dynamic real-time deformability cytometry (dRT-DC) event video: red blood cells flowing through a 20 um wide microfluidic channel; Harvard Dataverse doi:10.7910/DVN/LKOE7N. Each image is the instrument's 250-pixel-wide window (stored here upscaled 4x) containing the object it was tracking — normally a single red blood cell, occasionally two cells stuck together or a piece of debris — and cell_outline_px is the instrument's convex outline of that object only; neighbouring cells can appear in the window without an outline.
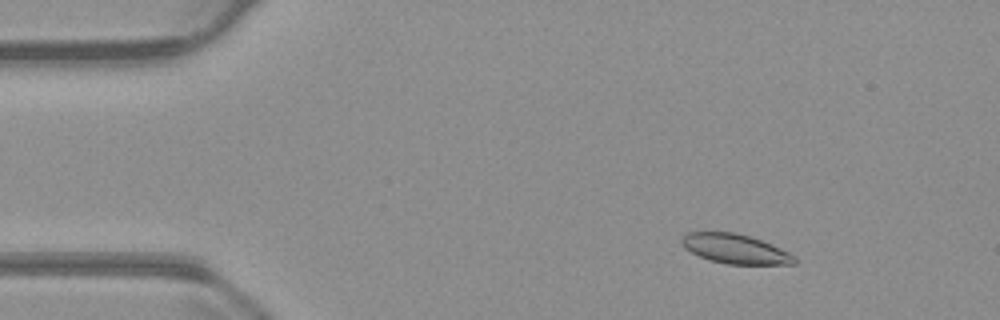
{"species": "common noctule bat (a hibernating species)", "species_latin": "Nyctalus noctula", "temperature_condition": "warm", "stored_images_in_passage": 51, "camera_frame_rate_fps": 3000, "um_per_image_px": 0.085, "animal": {"sex": "male", "body_mass_g": 23.1, "forearm_length_mm": 52.7}, "frame": {"image": 1, "passage_image": 6, "time_ms": 1.667, "image_size_px": [1000, 320], "cell_outline_px": [[796, 264], [728, 264], [708, 260], [684, 248], [680, 240], [688, 232], [736, 232], [772, 244], [796, 256]], "centroid_in_image_um": [62.5, 21.15], "position_along_channel_um": 22.5, "area_um2": 19.31}}
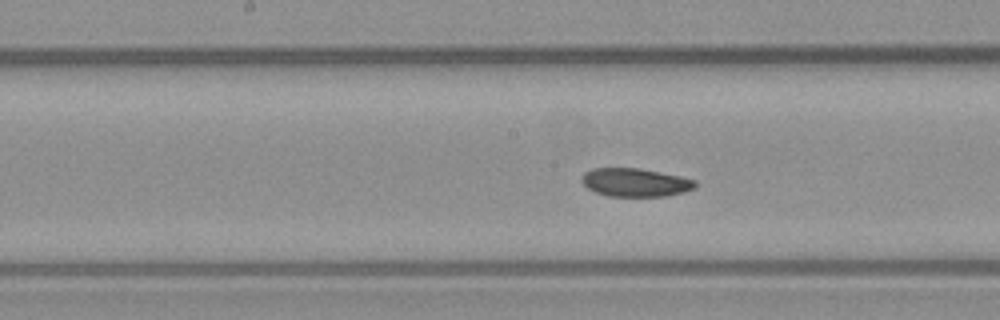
{"frame": {"image": 2, "passage_image": 26, "time_ms": 8.333, "image_size_px": [1000, 320], "cell_outline_px": [[696, 184], [692, 188], [684, 192], [668, 196], [608, 196], [596, 192], [588, 188], [580, 180], [584, 172], [592, 168], [640, 168], [680, 176], [696, 180]], "centroid_in_image_um": [53.98, 15.5], "position_along_channel_um": 194.2, "area_um2": 18.73}}
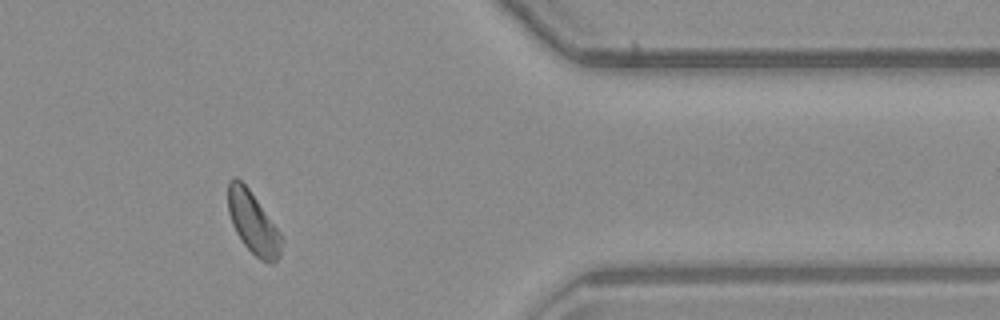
{"frame": {"image": 3, "passage_image": 44, "time_ms": 14.333, "image_size_px": [1000, 320], "cell_outline_px": [[280, 256], [272, 264], [268, 264], [260, 260], [244, 244], [236, 232], [232, 224], [228, 212], [228, 184], [236, 176], [248, 188], [280, 232]], "centroid_in_image_um": [21.49, 18.96], "position_along_channel_um": 389.9, "area_um2": 18.84}, "authors_computed_cell_mechanics": {"area_um2": 19.5942, "velocity_mm_per_s": 3.6982, "shape_relaxation_time_tau1_ms": 7.9781, "shape_relaxation_time_tau2_ms": null, "deformation_change_tau1": 0.1169, "deformation_change_tau2": null}}